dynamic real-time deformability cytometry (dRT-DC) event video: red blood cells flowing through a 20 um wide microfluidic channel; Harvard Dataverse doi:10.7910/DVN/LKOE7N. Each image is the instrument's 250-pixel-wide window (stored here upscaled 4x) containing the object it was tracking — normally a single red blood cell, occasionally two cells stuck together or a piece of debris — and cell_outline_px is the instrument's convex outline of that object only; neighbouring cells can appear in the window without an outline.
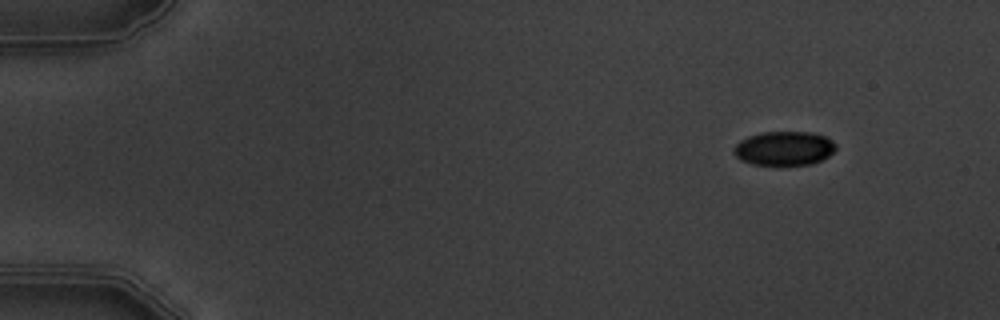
{"species": "common noctule bat (a hibernating species)", "species_latin": "Nyctalus noctula", "temperature_condition": "warm", "stored_images_in_passage": 9, "camera_frame_rate_fps": 3000, "um_per_image_px": 0.085, "animal": {"sex": "male", "body_mass_g": 19.5, "forearm_length_mm": 54.6}, "frame": {"image": 1, "passage_image": 1, "time_ms": 0.0, "image_size_px": [1000, 320], "cell_outline_px": [[836, 148], [828, 156], [812, 164], [752, 164], [740, 160], [732, 152], [736, 144], [740, 140], [748, 136], [760, 132], [812, 132], [824, 136], [832, 140], [836, 144]], "centroid_in_image_um": [66.63, 12.59], "position_along_channel_um": 18.4, "area_um2": 20.17}}
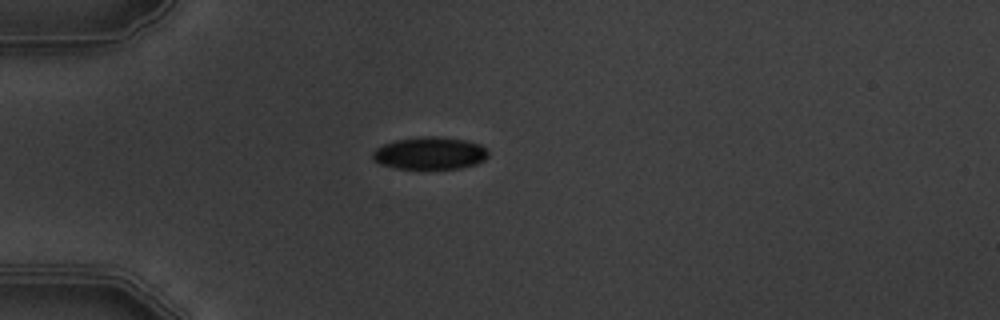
{"frame": {"image": 2, "passage_image": 3, "time_ms": 3.333, "image_size_px": [1000, 320], "cell_outline_px": [[488, 156], [484, 160], [476, 164], [460, 168], [396, 168], [380, 164], [372, 160], [372, 152], [376, 148], [384, 144], [396, 140], [428, 136], [436, 136], [464, 140], [480, 144], [488, 148]], "centroid_in_image_um": [36.54, 13.02], "position_along_channel_um": 48.5, "area_um2": 21.73}}